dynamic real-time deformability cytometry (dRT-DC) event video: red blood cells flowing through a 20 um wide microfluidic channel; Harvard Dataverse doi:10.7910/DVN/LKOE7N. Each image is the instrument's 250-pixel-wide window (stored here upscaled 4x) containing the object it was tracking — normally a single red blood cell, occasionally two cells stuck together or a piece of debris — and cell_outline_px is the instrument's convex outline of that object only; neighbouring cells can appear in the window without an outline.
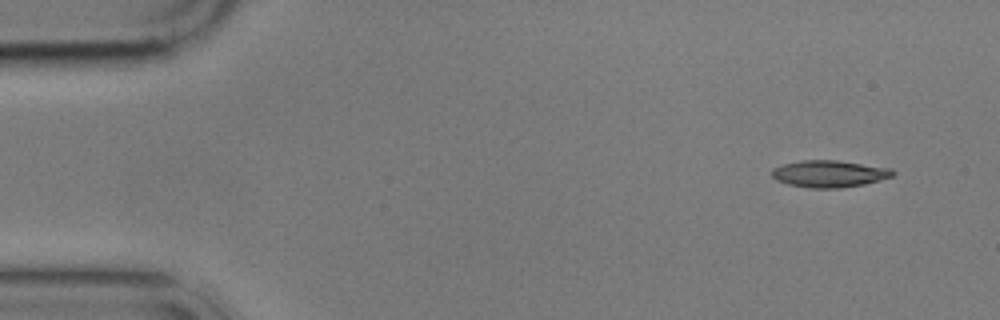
{"species": "common noctule bat (a hibernating species)", "species_latin": "Nyctalus noctula", "temperature_condition": "cold", "stored_images_in_passage": 7, "camera_frame_rate_fps": 3000, "um_per_image_px": 0.085, "animal": {"sex": "male", "body_mass_g": 17.9}, "frame": {"image": 1, "passage_image": 1, "time_ms": 0.0, "image_size_px": [1000, 320], "cell_outline_px": [[896, 172], [892, 176], [880, 180], [864, 184], [840, 188], [812, 188], [788, 184], [776, 180], [772, 176], [772, 168], [784, 164], [800, 160], [836, 160], [892, 168]], "centroid_in_image_um": [70.5, 14.76], "position_along_channel_um": 14.5, "area_um2": 18.96}}
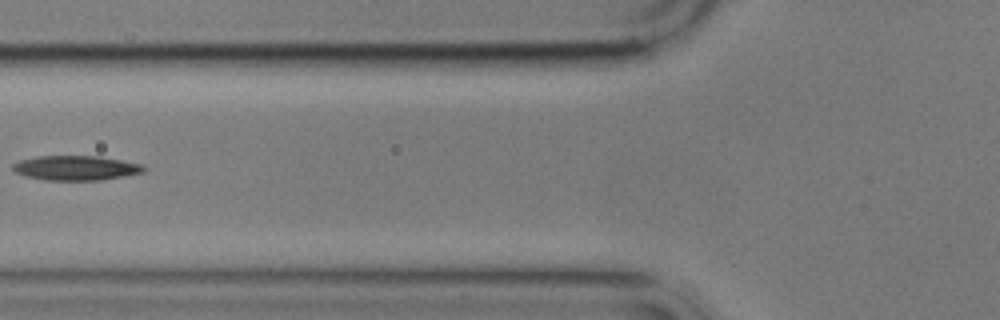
{"frame": {"image": 2, "passage_image": 6, "time_ms": 6.0, "image_size_px": [1000, 320], "cell_outline_px": [[148, 168], [144, 172], [124, 176], [100, 180], [44, 180], [24, 176], [16, 172], [12, 168], [12, 164], [20, 160], [36, 156], [100, 156], [140, 164]], "centroid_in_image_um": [6.43, 14.27], "position_along_channel_um": 119.4, "area_um2": 18.84}}
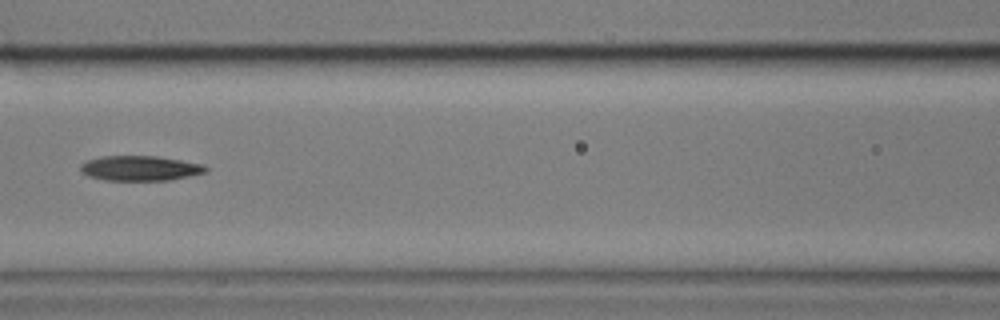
{"frame": {"image": 3, "passage_image": 7, "time_ms": 7.0, "image_size_px": [1000, 320], "cell_outline_px": [[208, 172], [168, 180], [104, 180], [88, 176], [80, 168], [80, 164], [88, 160], [100, 156], [156, 156], [204, 164], [208, 168]], "centroid_in_image_um": [11.92, 14.29], "position_along_channel_um": 154.7, "area_um2": 18.15}}